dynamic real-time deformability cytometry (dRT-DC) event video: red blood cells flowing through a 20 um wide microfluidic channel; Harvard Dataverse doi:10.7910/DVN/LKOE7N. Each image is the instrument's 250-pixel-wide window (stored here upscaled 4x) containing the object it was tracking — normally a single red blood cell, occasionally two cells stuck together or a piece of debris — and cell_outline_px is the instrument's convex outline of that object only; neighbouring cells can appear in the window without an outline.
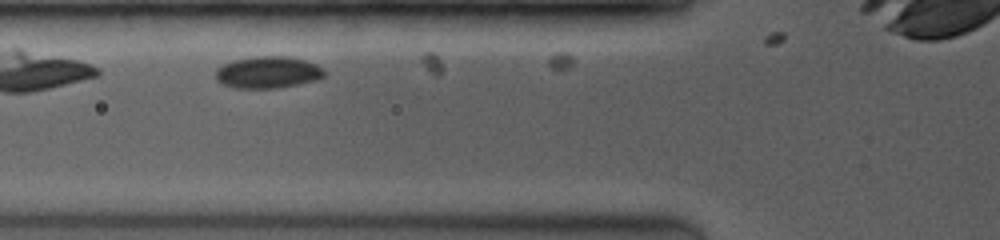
{"species": "common noctule bat (a hibernating species)", "species_latin": "Nyctalus noctula", "temperature_condition": "room temperature", "stored_images_in_passage": 8, "camera_frame_rate_fps": 3500, "um_per_image_px": 0.085, "animal": {"sex": "female", "body_mass_g": 19.0, "forearm_length_mm": 53.3}, "frame": {"image": 1, "passage_image": 5, "time_ms": 1.143, "image_size_px": [1000, 240], "cell_outline_px": [[324, 76], [316, 80], [276, 88], [236, 88], [224, 84], [216, 80], [216, 68], [224, 64], [236, 60], [256, 56], [288, 56], [304, 60], [316, 64], [324, 68]], "centroid_in_image_um": [22.78, 6.14], "position_along_channel_um": 103.0, "area_um2": 20.0}}